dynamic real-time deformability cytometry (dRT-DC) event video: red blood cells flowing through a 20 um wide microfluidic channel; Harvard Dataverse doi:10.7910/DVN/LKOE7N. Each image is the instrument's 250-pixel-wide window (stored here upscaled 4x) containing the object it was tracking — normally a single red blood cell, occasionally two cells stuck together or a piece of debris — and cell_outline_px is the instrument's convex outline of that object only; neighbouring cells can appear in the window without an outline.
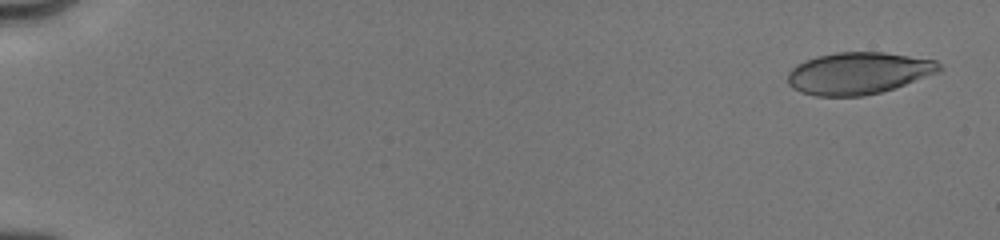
{"species": "human", "species_latin": "Homo sapiens", "temperature_condition": "cold", "stored_images_in_passage": 11, "camera_frame_rate_fps": 3000, "um_per_image_px": 0.085, "donor": {"sex": "male"}, "frame": {"image": 1, "passage_image": 1, "time_ms": 0.0, "image_size_px": [1000, 240], "cell_outline_px": [[944, 68], [940, 72], [880, 92], [864, 96], [816, 96], [800, 92], [792, 88], [788, 84], [788, 72], [796, 64], [804, 60], [816, 56], [836, 52], [884, 52], [936, 60]], "centroid_in_image_um": [72.94, 6.21], "position_along_channel_um": 12.1, "area_um2": 37.17}}
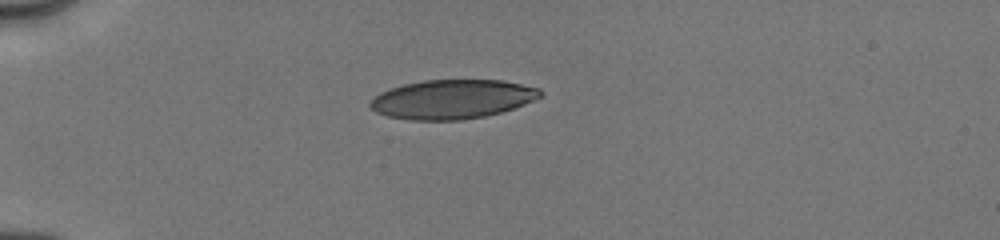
{"frame": {"image": 2, "passage_image": 7, "time_ms": 4.333, "image_size_px": [1000, 240], "cell_outline_px": [[544, 96], [524, 104], [500, 112], [484, 116], [460, 120], [408, 120], [388, 116], [376, 112], [368, 104], [380, 92], [404, 84], [424, 80], [504, 80], [540, 88], [544, 92]], "centroid_in_image_um": [38.47, 8.43], "position_along_channel_um": 46.5, "area_um2": 38.78}}
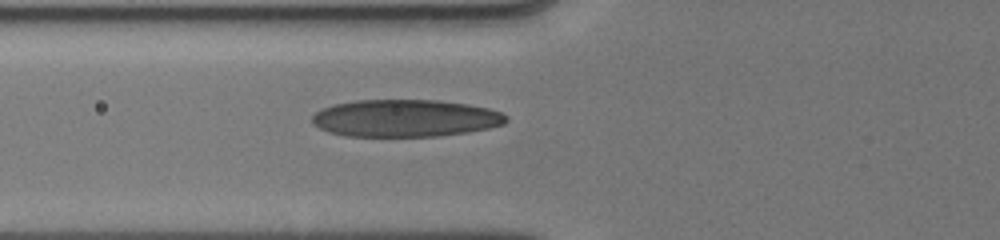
{"frame": {"image": 3, "passage_image": 11, "time_ms": 6.333, "image_size_px": [1000, 240], "cell_outline_px": [[508, 120], [504, 124], [488, 128], [468, 132], [436, 136], [348, 136], [328, 132], [312, 124], [312, 116], [316, 112], [324, 108], [336, 104], [356, 100], [440, 100], [468, 104], [488, 108], [504, 112], [508, 116]], "centroid_in_image_um": [34.49, 10.04], "position_along_channel_um": 91.3, "area_um2": 42.25}}